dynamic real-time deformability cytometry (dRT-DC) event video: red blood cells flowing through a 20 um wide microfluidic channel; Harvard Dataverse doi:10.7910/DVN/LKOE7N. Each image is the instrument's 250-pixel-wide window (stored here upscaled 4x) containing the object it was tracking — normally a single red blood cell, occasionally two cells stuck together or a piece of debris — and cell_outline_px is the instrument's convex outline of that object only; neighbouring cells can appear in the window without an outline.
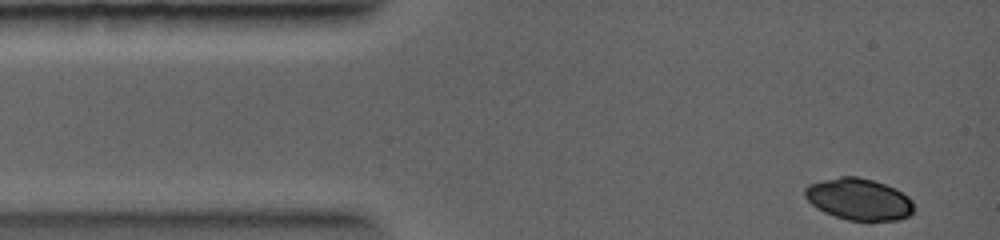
{"species": "common noctule bat (a hibernating species)", "species_latin": "Nyctalus noctula", "temperature_condition": "warm", "stored_images_in_passage": 47, "camera_frame_rate_fps": 5000, "um_per_image_px": 0.085, "animal": {"sex": "female", "body_mass_g": 19.0, "forearm_length_mm": 56.7}, "frame": {"image": 1, "passage_image": 1, "time_ms": 0.0, "image_size_px": [1000, 240], "cell_outline_px": [[912, 212], [908, 216], [900, 220], [868, 224], [848, 220], [824, 212], [816, 208], [804, 196], [804, 188], [808, 184], [840, 176], [856, 176], [872, 180], [896, 188], [908, 196], [912, 200]], "centroid_in_image_um": [73.02, 16.98], "position_along_channel_um": 12.0, "area_um2": 27.11}}
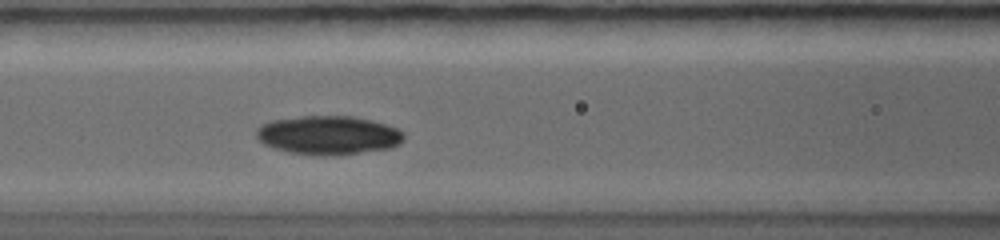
{"frame": {"image": 2, "passage_image": 21, "time_ms": 3.8, "image_size_px": [1000, 240], "cell_outline_px": [[404, 140], [400, 144], [392, 148], [332, 156], [320, 156], [288, 152], [264, 144], [256, 136], [256, 128], [272, 120], [300, 116], [352, 116], [372, 120], [396, 128], [404, 132]], "centroid_in_image_um": [27.93, 11.5], "position_along_channel_um": 138.7, "area_um2": 33.47}}
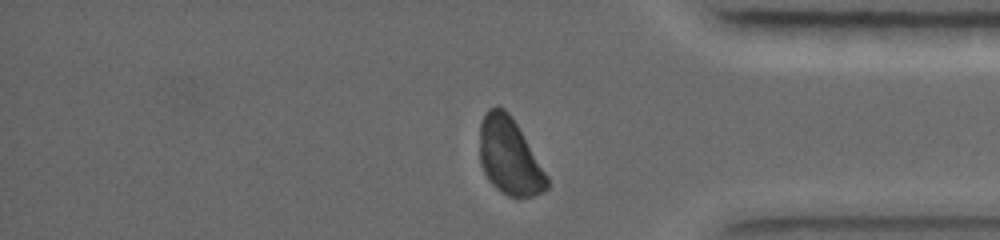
{"frame": {"image": 3, "passage_image": 47, "time_ms": 9.0, "image_size_px": [1000, 240], "cell_outline_px": [[548, 188], [544, 192], [532, 196], [508, 196], [496, 188], [488, 180], [480, 164], [480, 124], [488, 108], [496, 104], [504, 108], [508, 112], [516, 124], [548, 176]], "centroid_in_image_um": [43.28, 13.29], "position_along_channel_um": 391.9, "area_um2": 29.88}}